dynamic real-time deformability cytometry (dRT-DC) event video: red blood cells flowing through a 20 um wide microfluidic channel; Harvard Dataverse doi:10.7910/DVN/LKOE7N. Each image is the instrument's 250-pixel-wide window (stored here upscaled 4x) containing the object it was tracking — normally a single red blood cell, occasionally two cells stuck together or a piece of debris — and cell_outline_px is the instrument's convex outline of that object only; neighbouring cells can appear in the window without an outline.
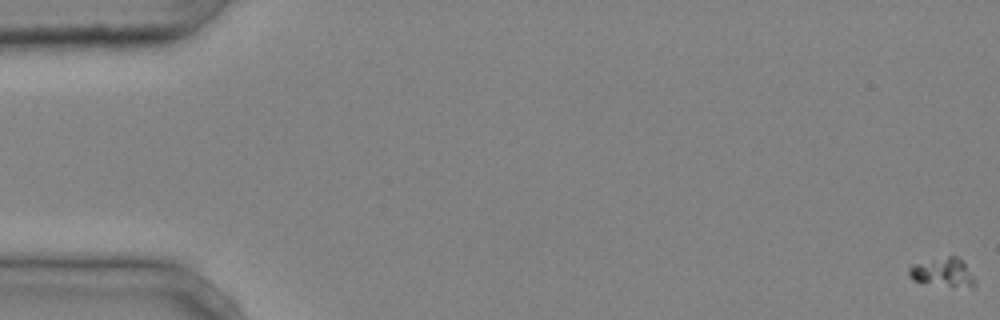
{"species": "common noctule bat (a hibernating species)", "species_latin": "Nyctalus noctula", "temperature_condition": "cold", "stored_images_in_passage": 47, "camera_frame_rate_fps": 3000, "um_per_image_px": 0.085, "animal": {"sex": "male", "body_mass_g": 20.4}, "frame": {"image": 1, "passage_image": 1, "time_ms": 0.0, "image_size_px": [1000, 320], "cell_outline_px": [[976, 284], [972, 288], [912, 280], [908, 272], [908, 268], [912, 264], [948, 256], [956, 256], [964, 264], [976, 280]], "centroid_in_image_um": [80.15, 23.14], "position_along_channel_um": 4.9, "area_um2": 10.64}}
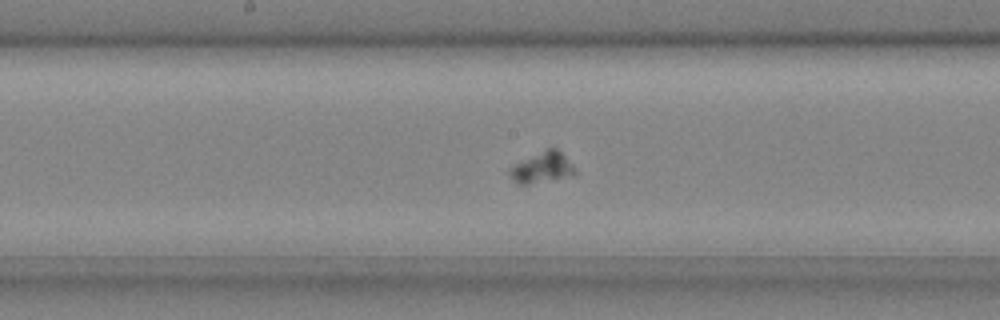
{"frame": {"image": 2, "passage_image": 26, "time_ms": 8.333, "image_size_px": [1000, 320], "cell_outline_px": [[576, 172], [528, 184], [520, 184], [508, 172], [508, 168], [548, 148], [556, 148], [572, 164]], "centroid_in_image_um": [46.04, 14.21], "position_along_channel_um": 202.2, "area_um2": 10.69}}
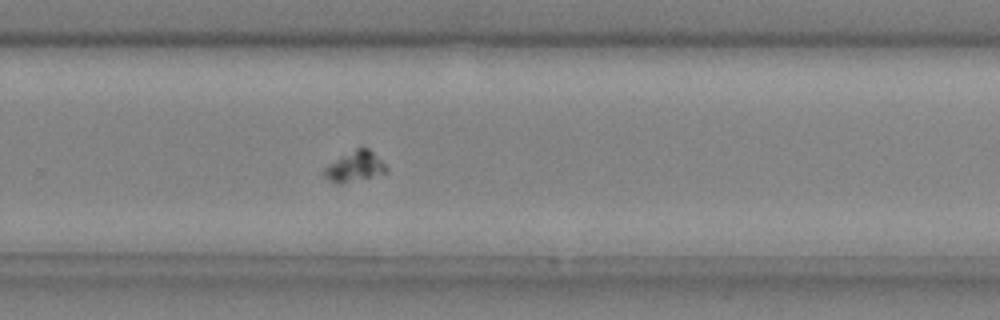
{"frame": {"image": 3, "passage_image": 33, "time_ms": 10.667, "image_size_px": [1000, 320], "cell_outline_px": [[388, 172], [340, 184], [336, 184], [328, 180], [320, 172], [324, 168], [356, 148], [368, 148], [388, 168]], "centroid_in_image_um": [30.13, 14.19], "position_along_channel_um": 299.7, "area_um2": 10.64}}